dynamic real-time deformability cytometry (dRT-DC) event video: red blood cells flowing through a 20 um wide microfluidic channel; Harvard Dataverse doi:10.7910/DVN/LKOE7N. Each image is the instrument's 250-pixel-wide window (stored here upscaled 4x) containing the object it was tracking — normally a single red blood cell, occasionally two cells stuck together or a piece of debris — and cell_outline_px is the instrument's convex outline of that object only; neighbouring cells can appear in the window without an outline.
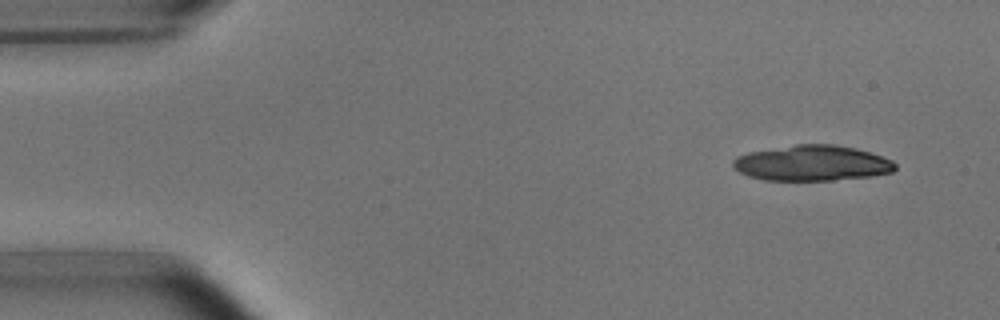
{"species": "common noctule bat (a hibernating species)", "species_latin": "Nyctalus noctula", "temperature_condition": "room temperature", "stored_images_in_passage": 4, "camera_frame_rate_fps": 3000, "um_per_image_px": 0.085, "animal": {"sex": "male", "body_mass_g": 15.6}, "frame": {"image": 1, "passage_image": 1, "time_ms": 0.0, "image_size_px": [1000, 320], "cell_outline_px": [[896, 168], [892, 172], [872, 176], [832, 180], [764, 180], [748, 176], [740, 172], [732, 164], [732, 160], [736, 156], [748, 152], [796, 144], [832, 144], [856, 148], [892, 160], [896, 164]], "centroid_in_image_um": [69.01, 13.86], "position_along_channel_um": 16.0, "area_um2": 33.52}}